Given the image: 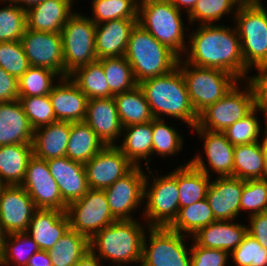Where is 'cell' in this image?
<instances>
[{
	"label": "cell",
	"instance_id": "6da1fadb",
	"mask_svg": "<svg viewBox=\"0 0 267 266\" xmlns=\"http://www.w3.org/2000/svg\"><path fill=\"white\" fill-rule=\"evenodd\" d=\"M196 26L192 33L186 27L189 41L186 55H183L185 59H182L195 66L224 70L239 81L247 80L249 70L245 66L235 25L234 28L218 23Z\"/></svg>",
	"mask_w": 267,
	"mask_h": 266
},
{
	"label": "cell",
	"instance_id": "7a4b0ae2",
	"mask_svg": "<svg viewBox=\"0 0 267 266\" xmlns=\"http://www.w3.org/2000/svg\"><path fill=\"white\" fill-rule=\"evenodd\" d=\"M138 85L154 118H175L192 129L197 125L198 115L191 105L183 74L178 67L163 76L143 80Z\"/></svg>",
	"mask_w": 267,
	"mask_h": 266
},
{
	"label": "cell",
	"instance_id": "3957f363",
	"mask_svg": "<svg viewBox=\"0 0 267 266\" xmlns=\"http://www.w3.org/2000/svg\"><path fill=\"white\" fill-rule=\"evenodd\" d=\"M138 221V222H137ZM147 225V226H146ZM148 224L138 220H116L102 228L90 240V250L104 263L117 266L139 264L142 261L143 239Z\"/></svg>",
	"mask_w": 267,
	"mask_h": 266
},
{
	"label": "cell",
	"instance_id": "277c9868",
	"mask_svg": "<svg viewBox=\"0 0 267 266\" xmlns=\"http://www.w3.org/2000/svg\"><path fill=\"white\" fill-rule=\"evenodd\" d=\"M124 57L132 67L136 82L170 73L179 57L157 41L138 23L132 29Z\"/></svg>",
	"mask_w": 267,
	"mask_h": 266
},
{
	"label": "cell",
	"instance_id": "5b68a950",
	"mask_svg": "<svg viewBox=\"0 0 267 266\" xmlns=\"http://www.w3.org/2000/svg\"><path fill=\"white\" fill-rule=\"evenodd\" d=\"M180 10L170 0H140L137 23L179 58L187 49L188 39Z\"/></svg>",
	"mask_w": 267,
	"mask_h": 266
},
{
	"label": "cell",
	"instance_id": "8992f818",
	"mask_svg": "<svg viewBox=\"0 0 267 266\" xmlns=\"http://www.w3.org/2000/svg\"><path fill=\"white\" fill-rule=\"evenodd\" d=\"M177 67L183 74L191 105L197 115L220 100L239 82L224 70L195 66L182 58H179Z\"/></svg>",
	"mask_w": 267,
	"mask_h": 266
},
{
	"label": "cell",
	"instance_id": "52a82bcc",
	"mask_svg": "<svg viewBox=\"0 0 267 266\" xmlns=\"http://www.w3.org/2000/svg\"><path fill=\"white\" fill-rule=\"evenodd\" d=\"M152 171L147 168L153 180L146 174L143 198L146 204H143L145 206L141 216L150 227H168L177 217L180 208L177 169L165 176L158 174V177Z\"/></svg>",
	"mask_w": 267,
	"mask_h": 266
},
{
	"label": "cell",
	"instance_id": "ba28073f",
	"mask_svg": "<svg viewBox=\"0 0 267 266\" xmlns=\"http://www.w3.org/2000/svg\"><path fill=\"white\" fill-rule=\"evenodd\" d=\"M246 68L267 63V10L263 4L241 5L232 16Z\"/></svg>",
	"mask_w": 267,
	"mask_h": 266
},
{
	"label": "cell",
	"instance_id": "9c48e42d",
	"mask_svg": "<svg viewBox=\"0 0 267 266\" xmlns=\"http://www.w3.org/2000/svg\"><path fill=\"white\" fill-rule=\"evenodd\" d=\"M96 24L90 16L75 12L65 23L60 34L64 54V77L77 68L97 59L95 50Z\"/></svg>",
	"mask_w": 267,
	"mask_h": 266
},
{
	"label": "cell",
	"instance_id": "30bf717a",
	"mask_svg": "<svg viewBox=\"0 0 267 266\" xmlns=\"http://www.w3.org/2000/svg\"><path fill=\"white\" fill-rule=\"evenodd\" d=\"M241 82L244 84L243 81H239L220 100L203 110L198 115V122L194 128L224 132L234 122L249 114L256 107L254 92L249 82L245 81V86H240Z\"/></svg>",
	"mask_w": 267,
	"mask_h": 266
},
{
	"label": "cell",
	"instance_id": "8fae6325",
	"mask_svg": "<svg viewBox=\"0 0 267 266\" xmlns=\"http://www.w3.org/2000/svg\"><path fill=\"white\" fill-rule=\"evenodd\" d=\"M146 232L149 237L145 233L140 266H191L188 236L168 227H149Z\"/></svg>",
	"mask_w": 267,
	"mask_h": 266
},
{
	"label": "cell",
	"instance_id": "7c38bea8",
	"mask_svg": "<svg viewBox=\"0 0 267 266\" xmlns=\"http://www.w3.org/2000/svg\"><path fill=\"white\" fill-rule=\"evenodd\" d=\"M65 212L70 228L89 240L117 220L112 215L105 191L99 189H89L81 199L68 204Z\"/></svg>",
	"mask_w": 267,
	"mask_h": 266
},
{
	"label": "cell",
	"instance_id": "4fadbf2b",
	"mask_svg": "<svg viewBox=\"0 0 267 266\" xmlns=\"http://www.w3.org/2000/svg\"><path fill=\"white\" fill-rule=\"evenodd\" d=\"M141 166H135L128 174L104 189L112 215L117 220H135L131 213L144 204L146 174Z\"/></svg>",
	"mask_w": 267,
	"mask_h": 266
},
{
	"label": "cell",
	"instance_id": "5bb4252c",
	"mask_svg": "<svg viewBox=\"0 0 267 266\" xmlns=\"http://www.w3.org/2000/svg\"><path fill=\"white\" fill-rule=\"evenodd\" d=\"M193 130L203 140V153L207 159L203 158L202 153H197L191 158L190 163L210 178L212 177L210 172H215L217 177H233L234 146L227 140L226 135L223 132H212L202 128Z\"/></svg>",
	"mask_w": 267,
	"mask_h": 266
},
{
	"label": "cell",
	"instance_id": "9a60e30c",
	"mask_svg": "<svg viewBox=\"0 0 267 266\" xmlns=\"http://www.w3.org/2000/svg\"><path fill=\"white\" fill-rule=\"evenodd\" d=\"M21 186L32 198L37 209L66 211L56 180L52 177L47 161L33 155L28 162Z\"/></svg>",
	"mask_w": 267,
	"mask_h": 266
},
{
	"label": "cell",
	"instance_id": "2e32d148",
	"mask_svg": "<svg viewBox=\"0 0 267 266\" xmlns=\"http://www.w3.org/2000/svg\"><path fill=\"white\" fill-rule=\"evenodd\" d=\"M20 42L30 66L51 69L64 78V54L60 33L38 32L26 28Z\"/></svg>",
	"mask_w": 267,
	"mask_h": 266
},
{
	"label": "cell",
	"instance_id": "e0dca14e",
	"mask_svg": "<svg viewBox=\"0 0 267 266\" xmlns=\"http://www.w3.org/2000/svg\"><path fill=\"white\" fill-rule=\"evenodd\" d=\"M89 189L104 190L135 166L116 145L104 146L84 164Z\"/></svg>",
	"mask_w": 267,
	"mask_h": 266
},
{
	"label": "cell",
	"instance_id": "ac0fdd59",
	"mask_svg": "<svg viewBox=\"0 0 267 266\" xmlns=\"http://www.w3.org/2000/svg\"><path fill=\"white\" fill-rule=\"evenodd\" d=\"M36 210L21 185H0V224L6 235L26 232Z\"/></svg>",
	"mask_w": 267,
	"mask_h": 266
},
{
	"label": "cell",
	"instance_id": "d6986e66",
	"mask_svg": "<svg viewBox=\"0 0 267 266\" xmlns=\"http://www.w3.org/2000/svg\"><path fill=\"white\" fill-rule=\"evenodd\" d=\"M245 180L235 177H215L207 190L206 200L218 221H237Z\"/></svg>",
	"mask_w": 267,
	"mask_h": 266
},
{
	"label": "cell",
	"instance_id": "ffe728a7",
	"mask_svg": "<svg viewBox=\"0 0 267 266\" xmlns=\"http://www.w3.org/2000/svg\"><path fill=\"white\" fill-rule=\"evenodd\" d=\"M84 122L105 146L117 145L121 138L123 126L113 97L88 99Z\"/></svg>",
	"mask_w": 267,
	"mask_h": 266
},
{
	"label": "cell",
	"instance_id": "44dd1931",
	"mask_svg": "<svg viewBox=\"0 0 267 266\" xmlns=\"http://www.w3.org/2000/svg\"><path fill=\"white\" fill-rule=\"evenodd\" d=\"M50 174L56 180L62 200L68 205L81 199L89 190L85 166L67 156L47 160Z\"/></svg>",
	"mask_w": 267,
	"mask_h": 266
},
{
	"label": "cell",
	"instance_id": "7402d4cb",
	"mask_svg": "<svg viewBox=\"0 0 267 266\" xmlns=\"http://www.w3.org/2000/svg\"><path fill=\"white\" fill-rule=\"evenodd\" d=\"M57 121L83 122L86 116L88 97L70 79L61 78L49 94Z\"/></svg>",
	"mask_w": 267,
	"mask_h": 266
},
{
	"label": "cell",
	"instance_id": "603a6c76",
	"mask_svg": "<svg viewBox=\"0 0 267 266\" xmlns=\"http://www.w3.org/2000/svg\"><path fill=\"white\" fill-rule=\"evenodd\" d=\"M73 1L76 0H44L30 7L26 10L27 29L60 33L67 20L75 13L72 9Z\"/></svg>",
	"mask_w": 267,
	"mask_h": 266
},
{
	"label": "cell",
	"instance_id": "cb8c5ba5",
	"mask_svg": "<svg viewBox=\"0 0 267 266\" xmlns=\"http://www.w3.org/2000/svg\"><path fill=\"white\" fill-rule=\"evenodd\" d=\"M137 19H114L96 25L97 59L124 56L130 33Z\"/></svg>",
	"mask_w": 267,
	"mask_h": 266
},
{
	"label": "cell",
	"instance_id": "d4e9b609",
	"mask_svg": "<svg viewBox=\"0 0 267 266\" xmlns=\"http://www.w3.org/2000/svg\"><path fill=\"white\" fill-rule=\"evenodd\" d=\"M69 228L65 211L37 209L26 232L38 244L40 250L49 251Z\"/></svg>",
	"mask_w": 267,
	"mask_h": 266
},
{
	"label": "cell",
	"instance_id": "484cf974",
	"mask_svg": "<svg viewBox=\"0 0 267 266\" xmlns=\"http://www.w3.org/2000/svg\"><path fill=\"white\" fill-rule=\"evenodd\" d=\"M33 133L19 99L0 103V146L32 144Z\"/></svg>",
	"mask_w": 267,
	"mask_h": 266
},
{
	"label": "cell",
	"instance_id": "4316f807",
	"mask_svg": "<svg viewBox=\"0 0 267 266\" xmlns=\"http://www.w3.org/2000/svg\"><path fill=\"white\" fill-rule=\"evenodd\" d=\"M247 234V225L233 220L215 221L201 228L193 240L201 247L233 252Z\"/></svg>",
	"mask_w": 267,
	"mask_h": 266
},
{
	"label": "cell",
	"instance_id": "83f0119b",
	"mask_svg": "<svg viewBox=\"0 0 267 266\" xmlns=\"http://www.w3.org/2000/svg\"><path fill=\"white\" fill-rule=\"evenodd\" d=\"M71 133V123L56 121L34 130L32 148L33 155L49 160L66 156Z\"/></svg>",
	"mask_w": 267,
	"mask_h": 266
},
{
	"label": "cell",
	"instance_id": "f1b7e54d",
	"mask_svg": "<svg viewBox=\"0 0 267 266\" xmlns=\"http://www.w3.org/2000/svg\"><path fill=\"white\" fill-rule=\"evenodd\" d=\"M152 120L143 124H133L123 127L122 141L116 145L120 151L134 164L141 166L145 161V167L150 168V156H153ZM148 157V158H147ZM141 160V161H140Z\"/></svg>",
	"mask_w": 267,
	"mask_h": 266
},
{
	"label": "cell",
	"instance_id": "f546056e",
	"mask_svg": "<svg viewBox=\"0 0 267 266\" xmlns=\"http://www.w3.org/2000/svg\"><path fill=\"white\" fill-rule=\"evenodd\" d=\"M32 156V144L0 146V185H21Z\"/></svg>",
	"mask_w": 267,
	"mask_h": 266
},
{
	"label": "cell",
	"instance_id": "4dcf8cb0",
	"mask_svg": "<svg viewBox=\"0 0 267 266\" xmlns=\"http://www.w3.org/2000/svg\"><path fill=\"white\" fill-rule=\"evenodd\" d=\"M185 164V165H184ZM177 168L180 208L192 205L207 196L211 178L195 168L190 160Z\"/></svg>",
	"mask_w": 267,
	"mask_h": 266
},
{
	"label": "cell",
	"instance_id": "1f68e13d",
	"mask_svg": "<svg viewBox=\"0 0 267 266\" xmlns=\"http://www.w3.org/2000/svg\"><path fill=\"white\" fill-rule=\"evenodd\" d=\"M123 127L143 124L154 119L142 89H134L113 96Z\"/></svg>",
	"mask_w": 267,
	"mask_h": 266
},
{
	"label": "cell",
	"instance_id": "d6a6232c",
	"mask_svg": "<svg viewBox=\"0 0 267 266\" xmlns=\"http://www.w3.org/2000/svg\"><path fill=\"white\" fill-rule=\"evenodd\" d=\"M104 146L96 133L84 121L71 123V133L66 150V156L69 159L85 164Z\"/></svg>",
	"mask_w": 267,
	"mask_h": 266
},
{
	"label": "cell",
	"instance_id": "836d02e7",
	"mask_svg": "<svg viewBox=\"0 0 267 266\" xmlns=\"http://www.w3.org/2000/svg\"><path fill=\"white\" fill-rule=\"evenodd\" d=\"M88 250L89 239L69 228L47 253L53 266H75Z\"/></svg>",
	"mask_w": 267,
	"mask_h": 266
},
{
	"label": "cell",
	"instance_id": "e575fe53",
	"mask_svg": "<svg viewBox=\"0 0 267 266\" xmlns=\"http://www.w3.org/2000/svg\"><path fill=\"white\" fill-rule=\"evenodd\" d=\"M217 221L206 198L179 208L174 221L168 226L172 231L193 237L201 228Z\"/></svg>",
	"mask_w": 267,
	"mask_h": 266
},
{
	"label": "cell",
	"instance_id": "d590c367",
	"mask_svg": "<svg viewBox=\"0 0 267 266\" xmlns=\"http://www.w3.org/2000/svg\"><path fill=\"white\" fill-rule=\"evenodd\" d=\"M233 177L242 180L264 179L261 142L234 146Z\"/></svg>",
	"mask_w": 267,
	"mask_h": 266
},
{
	"label": "cell",
	"instance_id": "8d00e7d4",
	"mask_svg": "<svg viewBox=\"0 0 267 266\" xmlns=\"http://www.w3.org/2000/svg\"><path fill=\"white\" fill-rule=\"evenodd\" d=\"M69 77L88 99L114 96L109 89L102 63L99 60L77 68Z\"/></svg>",
	"mask_w": 267,
	"mask_h": 266
},
{
	"label": "cell",
	"instance_id": "74e56055",
	"mask_svg": "<svg viewBox=\"0 0 267 266\" xmlns=\"http://www.w3.org/2000/svg\"><path fill=\"white\" fill-rule=\"evenodd\" d=\"M258 112L264 116V130H262L261 121L258 120ZM261 131H263L262 134ZM223 133L233 146L261 142L267 133V113L261 108L255 107L244 118L230 125Z\"/></svg>",
	"mask_w": 267,
	"mask_h": 266
},
{
	"label": "cell",
	"instance_id": "f35d334b",
	"mask_svg": "<svg viewBox=\"0 0 267 266\" xmlns=\"http://www.w3.org/2000/svg\"><path fill=\"white\" fill-rule=\"evenodd\" d=\"M40 248L27 232L12 233L4 239L0 266H27L29 258Z\"/></svg>",
	"mask_w": 267,
	"mask_h": 266
},
{
	"label": "cell",
	"instance_id": "ab89813d",
	"mask_svg": "<svg viewBox=\"0 0 267 266\" xmlns=\"http://www.w3.org/2000/svg\"><path fill=\"white\" fill-rule=\"evenodd\" d=\"M98 60L102 63L109 89L114 95L130 91L138 85L132 67L124 56Z\"/></svg>",
	"mask_w": 267,
	"mask_h": 266
},
{
	"label": "cell",
	"instance_id": "60d3db41",
	"mask_svg": "<svg viewBox=\"0 0 267 266\" xmlns=\"http://www.w3.org/2000/svg\"><path fill=\"white\" fill-rule=\"evenodd\" d=\"M61 78L51 69L30 66L18 79L19 97L49 95Z\"/></svg>",
	"mask_w": 267,
	"mask_h": 266
},
{
	"label": "cell",
	"instance_id": "b9f144b4",
	"mask_svg": "<svg viewBox=\"0 0 267 266\" xmlns=\"http://www.w3.org/2000/svg\"><path fill=\"white\" fill-rule=\"evenodd\" d=\"M239 6L235 0H198L186 16L192 25L216 24L223 16H235Z\"/></svg>",
	"mask_w": 267,
	"mask_h": 266
},
{
	"label": "cell",
	"instance_id": "7bdbcfd3",
	"mask_svg": "<svg viewBox=\"0 0 267 266\" xmlns=\"http://www.w3.org/2000/svg\"><path fill=\"white\" fill-rule=\"evenodd\" d=\"M94 23L100 24L114 19H138L139 0H92Z\"/></svg>",
	"mask_w": 267,
	"mask_h": 266
},
{
	"label": "cell",
	"instance_id": "ee69618b",
	"mask_svg": "<svg viewBox=\"0 0 267 266\" xmlns=\"http://www.w3.org/2000/svg\"><path fill=\"white\" fill-rule=\"evenodd\" d=\"M165 119L154 118L152 120L153 155L171 157L183 149L184 140L176 127L169 126Z\"/></svg>",
	"mask_w": 267,
	"mask_h": 266
},
{
	"label": "cell",
	"instance_id": "f6af8a7d",
	"mask_svg": "<svg viewBox=\"0 0 267 266\" xmlns=\"http://www.w3.org/2000/svg\"><path fill=\"white\" fill-rule=\"evenodd\" d=\"M1 2L7 6L0 8V42L20 41L27 28L26 10L8 0Z\"/></svg>",
	"mask_w": 267,
	"mask_h": 266
},
{
	"label": "cell",
	"instance_id": "bcb514c9",
	"mask_svg": "<svg viewBox=\"0 0 267 266\" xmlns=\"http://www.w3.org/2000/svg\"><path fill=\"white\" fill-rule=\"evenodd\" d=\"M19 101L34 130L57 121L49 95L19 97Z\"/></svg>",
	"mask_w": 267,
	"mask_h": 266
},
{
	"label": "cell",
	"instance_id": "7dc6e473",
	"mask_svg": "<svg viewBox=\"0 0 267 266\" xmlns=\"http://www.w3.org/2000/svg\"><path fill=\"white\" fill-rule=\"evenodd\" d=\"M242 212H246L248 217L267 212V179L245 180L240 200Z\"/></svg>",
	"mask_w": 267,
	"mask_h": 266
},
{
	"label": "cell",
	"instance_id": "c3c4849f",
	"mask_svg": "<svg viewBox=\"0 0 267 266\" xmlns=\"http://www.w3.org/2000/svg\"><path fill=\"white\" fill-rule=\"evenodd\" d=\"M230 258L236 266H267V249L247 233Z\"/></svg>",
	"mask_w": 267,
	"mask_h": 266
},
{
	"label": "cell",
	"instance_id": "681fc988",
	"mask_svg": "<svg viewBox=\"0 0 267 266\" xmlns=\"http://www.w3.org/2000/svg\"><path fill=\"white\" fill-rule=\"evenodd\" d=\"M0 67L18 79L30 67L20 41L0 42Z\"/></svg>",
	"mask_w": 267,
	"mask_h": 266
},
{
	"label": "cell",
	"instance_id": "f907efd6",
	"mask_svg": "<svg viewBox=\"0 0 267 266\" xmlns=\"http://www.w3.org/2000/svg\"><path fill=\"white\" fill-rule=\"evenodd\" d=\"M192 241L191 266H227L230 260V254L227 251L204 248Z\"/></svg>",
	"mask_w": 267,
	"mask_h": 266
},
{
	"label": "cell",
	"instance_id": "816d5d0a",
	"mask_svg": "<svg viewBox=\"0 0 267 266\" xmlns=\"http://www.w3.org/2000/svg\"><path fill=\"white\" fill-rule=\"evenodd\" d=\"M256 74L247 81L253 88L255 105L267 113V63L255 67Z\"/></svg>",
	"mask_w": 267,
	"mask_h": 266
},
{
	"label": "cell",
	"instance_id": "f5cc1de1",
	"mask_svg": "<svg viewBox=\"0 0 267 266\" xmlns=\"http://www.w3.org/2000/svg\"><path fill=\"white\" fill-rule=\"evenodd\" d=\"M19 99L18 78L0 67V103Z\"/></svg>",
	"mask_w": 267,
	"mask_h": 266
},
{
	"label": "cell",
	"instance_id": "db71d44e",
	"mask_svg": "<svg viewBox=\"0 0 267 266\" xmlns=\"http://www.w3.org/2000/svg\"><path fill=\"white\" fill-rule=\"evenodd\" d=\"M247 219V233L267 249V212L251 215Z\"/></svg>",
	"mask_w": 267,
	"mask_h": 266
},
{
	"label": "cell",
	"instance_id": "11a10c76",
	"mask_svg": "<svg viewBox=\"0 0 267 266\" xmlns=\"http://www.w3.org/2000/svg\"><path fill=\"white\" fill-rule=\"evenodd\" d=\"M27 266H53V265L47 251L39 250L29 258Z\"/></svg>",
	"mask_w": 267,
	"mask_h": 266
},
{
	"label": "cell",
	"instance_id": "9f6ffc18",
	"mask_svg": "<svg viewBox=\"0 0 267 266\" xmlns=\"http://www.w3.org/2000/svg\"><path fill=\"white\" fill-rule=\"evenodd\" d=\"M103 261L95 255L91 250L80 259V261L75 266H102Z\"/></svg>",
	"mask_w": 267,
	"mask_h": 266
},
{
	"label": "cell",
	"instance_id": "6f0895ef",
	"mask_svg": "<svg viewBox=\"0 0 267 266\" xmlns=\"http://www.w3.org/2000/svg\"><path fill=\"white\" fill-rule=\"evenodd\" d=\"M172 4L180 11H183V8L188 14L195 6L198 0H170Z\"/></svg>",
	"mask_w": 267,
	"mask_h": 266
},
{
	"label": "cell",
	"instance_id": "680465c9",
	"mask_svg": "<svg viewBox=\"0 0 267 266\" xmlns=\"http://www.w3.org/2000/svg\"><path fill=\"white\" fill-rule=\"evenodd\" d=\"M41 1H44V0H8V2H12L25 10L36 5L37 3H40Z\"/></svg>",
	"mask_w": 267,
	"mask_h": 266
},
{
	"label": "cell",
	"instance_id": "91938a15",
	"mask_svg": "<svg viewBox=\"0 0 267 266\" xmlns=\"http://www.w3.org/2000/svg\"><path fill=\"white\" fill-rule=\"evenodd\" d=\"M261 144L264 158V179H267V133L263 137Z\"/></svg>",
	"mask_w": 267,
	"mask_h": 266
},
{
	"label": "cell",
	"instance_id": "94428289",
	"mask_svg": "<svg viewBox=\"0 0 267 266\" xmlns=\"http://www.w3.org/2000/svg\"><path fill=\"white\" fill-rule=\"evenodd\" d=\"M240 6L241 5H260L262 0H235Z\"/></svg>",
	"mask_w": 267,
	"mask_h": 266
},
{
	"label": "cell",
	"instance_id": "6125c7cd",
	"mask_svg": "<svg viewBox=\"0 0 267 266\" xmlns=\"http://www.w3.org/2000/svg\"><path fill=\"white\" fill-rule=\"evenodd\" d=\"M5 237H6V233L3 231L1 224H0V256H1L2 251H3Z\"/></svg>",
	"mask_w": 267,
	"mask_h": 266
}]
</instances>
